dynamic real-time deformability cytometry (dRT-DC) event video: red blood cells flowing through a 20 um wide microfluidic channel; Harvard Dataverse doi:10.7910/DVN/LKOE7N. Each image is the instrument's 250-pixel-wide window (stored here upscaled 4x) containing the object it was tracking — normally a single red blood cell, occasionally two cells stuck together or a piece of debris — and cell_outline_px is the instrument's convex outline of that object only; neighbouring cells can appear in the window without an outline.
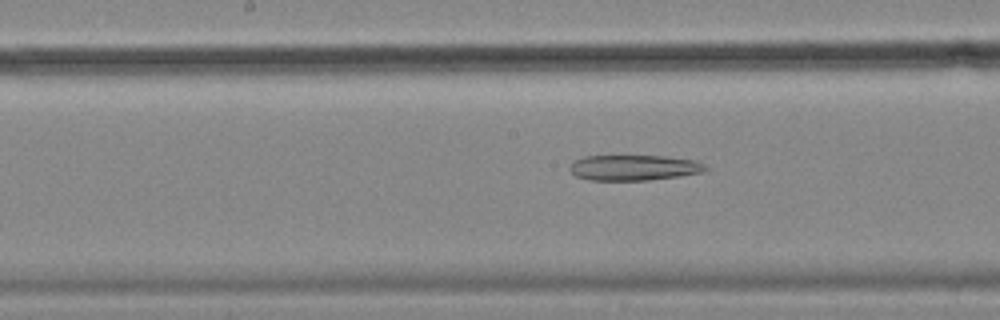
{"species": "common noctule bat (a hibernating species)", "species_latin": "Nyctalus noctula", "temperature_condition": "cold", "stored_images_in_passage": 24, "camera_frame_rate_fps": 3000, "um_per_image_px": 0.085, "animal": {"sex": "female", "body_mass_g": 18.4}, "frame": {"image": 1, "passage_image": 14, "time_ms": 4.333, "image_size_px": [1000, 320], "cell_outline_px": [[708, 168], [704, 172], [680, 176], [648, 180], [588, 180], [576, 176], [568, 168], [576, 160], [584, 156], [664, 156], [696, 160], [704, 164]], "centroid_in_image_um": [53.91, 14.25], "position_along_channel_um": 194.3, "area_um2": 20.17}}